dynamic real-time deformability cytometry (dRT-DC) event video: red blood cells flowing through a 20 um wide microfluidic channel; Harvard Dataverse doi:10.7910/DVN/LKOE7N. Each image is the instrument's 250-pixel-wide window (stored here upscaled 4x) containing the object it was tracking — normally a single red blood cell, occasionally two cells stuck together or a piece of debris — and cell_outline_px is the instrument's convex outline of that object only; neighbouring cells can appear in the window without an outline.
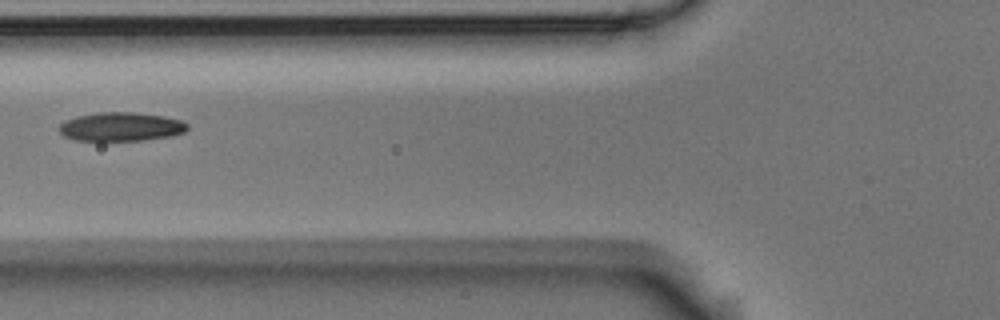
{"species": "Egyptian fruit bat (a non-hibernating species)", "species_latin": "Rousettus aegyptiacus", "temperature_condition": "room temperature", "stored_images_in_passage": 5, "camera_frame_rate_fps": 3000, "um_per_image_px": 0.085, "animal": {"sex": "male"}, "frame": {"image": 1, "passage_image": 5, "time_ms": 1.333, "image_size_px": [1000, 320], "cell_outline_px": [[188, 128], [184, 132], [172, 136], [144, 140], [76, 140], [64, 136], [60, 132], [60, 124], [64, 120], [76, 116], [96, 112], [132, 112], [164, 116], [180, 120], [188, 124]], "centroid_in_image_um": [10.28, 10.76], "position_along_channel_um": 115.5, "area_um2": 21.5}}